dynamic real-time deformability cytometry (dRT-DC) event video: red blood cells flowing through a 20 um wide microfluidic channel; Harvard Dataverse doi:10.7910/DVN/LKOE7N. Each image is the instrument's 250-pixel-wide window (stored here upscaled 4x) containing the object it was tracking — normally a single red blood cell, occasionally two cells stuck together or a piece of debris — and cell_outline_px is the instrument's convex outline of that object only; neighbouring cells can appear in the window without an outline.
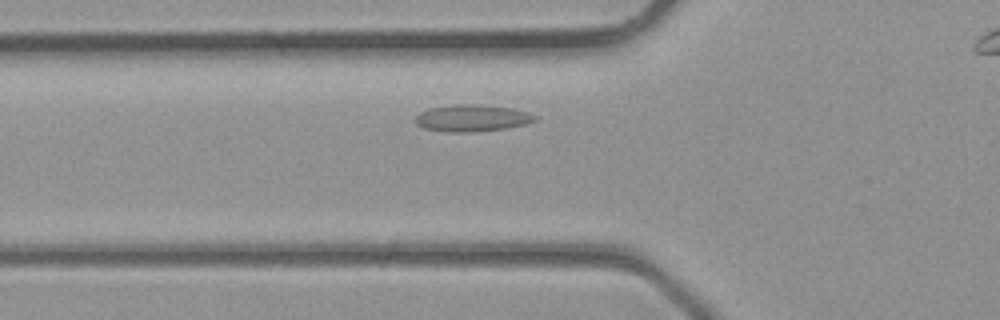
{"species": "common noctule bat (a hibernating species)", "species_latin": "Nyctalus noctula", "temperature_condition": "room temperature", "stored_images_in_passage": 4, "camera_frame_rate_fps": 3000, "um_per_image_px": 0.085, "animal": {"sex": "male", "body_mass_g": 23.1, "forearm_length_mm": 52.7}, "frame": {"image": 1, "passage_image": 3, "time_ms": 0.667, "image_size_px": [1000, 320], "cell_outline_px": [[536, 120], [524, 124], [504, 128], [472, 132], [448, 132], [424, 128], [416, 124], [416, 116], [420, 112], [428, 108], [456, 104], [476, 104], [512, 108], [528, 112], [536, 116]], "centroid_in_image_um": [40.09, 10.03], "position_along_channel_um": 85.7, "area_um2": 18.55}}